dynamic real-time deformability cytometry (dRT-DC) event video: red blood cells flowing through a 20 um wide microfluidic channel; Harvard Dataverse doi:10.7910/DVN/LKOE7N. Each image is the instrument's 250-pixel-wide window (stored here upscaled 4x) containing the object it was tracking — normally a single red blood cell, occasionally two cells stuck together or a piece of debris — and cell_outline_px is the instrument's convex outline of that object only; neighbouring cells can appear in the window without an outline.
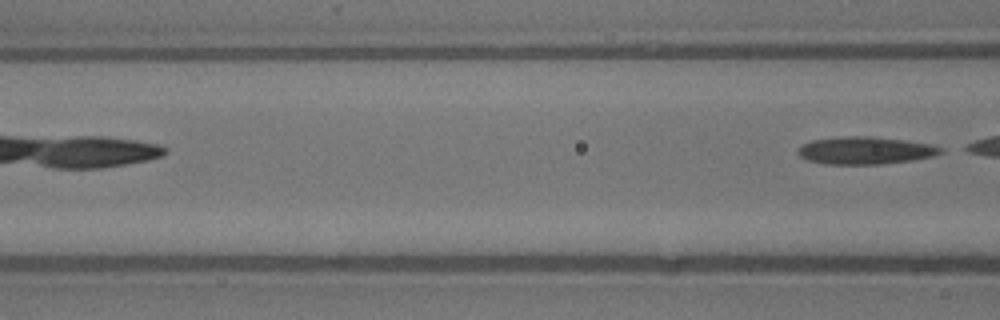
{"species": "common noctule bat (a hibernating species)", "species_latin": "Nyctalus noctula", "temperature_condition": "warm", "stored_images_in_passage": 4, "camera_frame_rate_fps": 3000, "um_per_image_px": 0.085, "animal": {"sex": "male", "body_mass_g": 13.3}, "frame": {"image": 1, "passage_image": 4, "time_ms": 1.0, "image_size_px": [1000, 320], "cell_outline_px": [[944, 152], [936, 156], [912, 160], [880, 164], [824, 164], [804, 160], [796, 152], [804, 144], [812, 140], [840, 136], [868, 136], [904, 140], [932, 144], [944, 148]], "centroid_in_image_um": [73.57, 12.79], "position_along_channel_um": 93.0, "area_um2": 23.06}}